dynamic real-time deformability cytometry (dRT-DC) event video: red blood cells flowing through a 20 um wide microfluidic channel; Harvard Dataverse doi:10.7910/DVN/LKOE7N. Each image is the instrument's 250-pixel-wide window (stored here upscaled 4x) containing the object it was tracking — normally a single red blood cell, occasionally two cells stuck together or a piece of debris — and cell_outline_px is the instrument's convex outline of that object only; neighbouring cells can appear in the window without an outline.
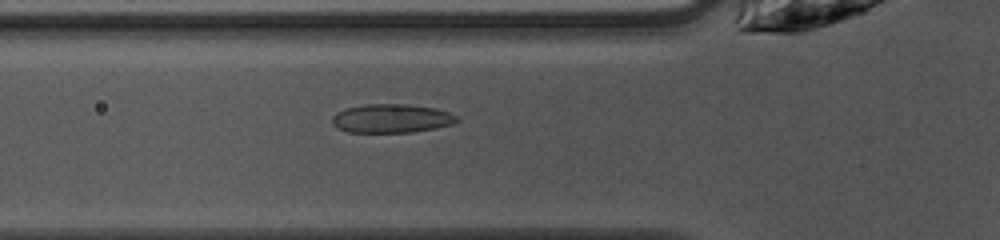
{"species": "common noctule bat (a hibernating species)", "species_latin": "Nyctalus noctula", "temperature_condition": "warm", "stored_images_in_passage": 48, "camera_frame_rate_fps": 3000, "um_per_image_px": 0.085, "animal": {"sex": "female", "body_mass_g": 10.0, "forearm_length_mm": 53.1}, "frame": {"image": 1, "passage_image": 15, "time_ms": 4.667, "image_size_px": [1000, 240], "cell_outline_px": [[460, 120], [456, 124], [436, 128], [412, 132], [348, 132], [332, 124], [332, 116], [336, 112], [344, 108], [368, 104], [404, 104], [436, 108], [448, 112], [456, 116]], "centroid_in_image_um": [33.3, 10.06], "position_along_channel_um": 92.5, "area_um2": 20.98}}
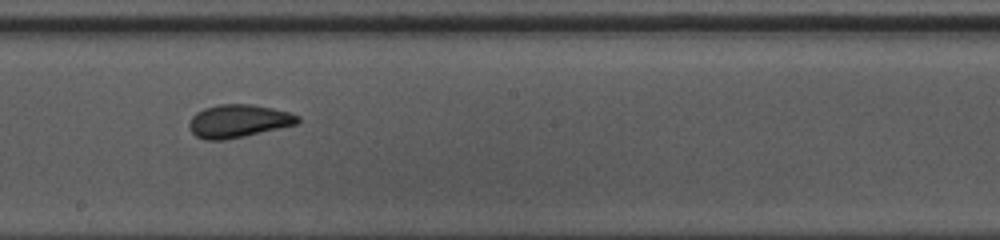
{"frame": {"image": 2, "passage_image": 25, "time_ms": 8.0, "image_size_px": [1000, 240], "cell_outline_px": [[300, 120], [296, 124], [244, 136], [224, 140], [204, 140], [196, 136], [192, 132], [188, 124], [192, 116], [196, 112], [204, 108], [220, 104], [252, 104], [272, 108], [288, 112], [300, 116]], "centroid_in_image_um": [20.24, 10.28], "position_along_channel_um": 228.0, "area_um2": 20.75}}
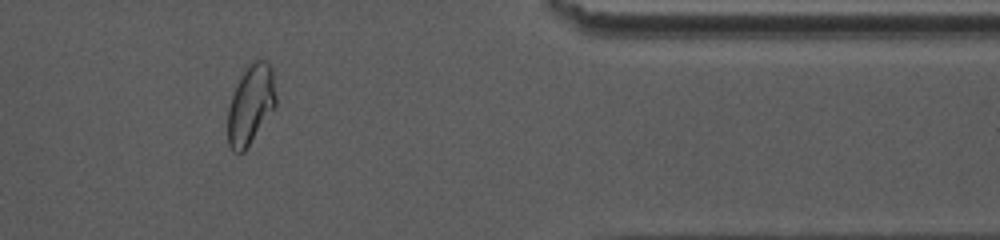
{"frame": {"image": 3, "passage_image": 39, "time_ms": 12.667, "image_size_px": [1000, 240], "cell_outline_px": [[276, 104], [244, 152], [232, 152], [228, 144], [228, 108], [232, 96], [240, 76], [244, 68], [252, 60], [268, 60], [272, 68], [276, 96]], "centroid_in_image_um": [21.3, 8.85], "position_along_channel_um": 390.1, "area_um2": 22.2}, "authors_computed_cell_mechanics": {"area_um2": 21.3282, "velocity_mm_per_s": 4.0371, "shape_relaxation_time_tau1_ms": 4.3499, "shape_relaxation_time_tau2_ms": 1.0369, "deformation_change_tau1": 0.133, "deformation_change_tau2": 0.0556}}